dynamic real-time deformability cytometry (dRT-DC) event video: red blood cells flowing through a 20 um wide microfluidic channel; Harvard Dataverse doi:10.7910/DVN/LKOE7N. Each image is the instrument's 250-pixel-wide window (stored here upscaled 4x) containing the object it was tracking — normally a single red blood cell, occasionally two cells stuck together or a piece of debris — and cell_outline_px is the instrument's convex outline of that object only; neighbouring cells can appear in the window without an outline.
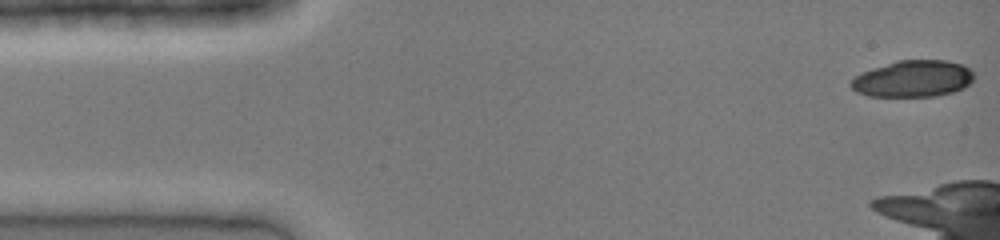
{"species": "common noctule bat (a hibernating species)", "species_latin": "Nyctalus noctula", "temperature_condition": "cold", "stored_images_in_passage": 7, "camera_frame_rate_fps": 3000, "um_per_image_px": 0.085, "animal": {"sex": "female", "body_mass_g": 19.0, "forearm_length_mm": 51.5}, "frame": {"image": 1, "passage_image": 1, "time_ms": 0.0, "image_size_px": [1000, 240], "cell_outline_px": [[976, 76], [964, 88], [952, 92], [936, 96], [868, 96], [856, 92], [848, 84], [860, 72], [896, 60], [948, 60], [964, 64]], "centroid_in_image_um": [77.6, 6.68], "position_along_channel_um": 7.4, "area_um2": 26.47}}